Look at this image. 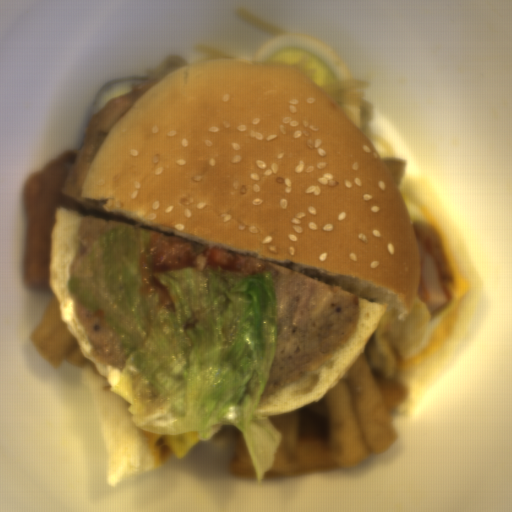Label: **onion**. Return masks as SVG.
<instances>
[{
	"label": "onion",
	"instance_id": "onion-4",
	"mask_svg": "<svg viewBox=\"0 0 512 512\" xmlns=\"http://www.w3.org/2000/svg\"><path fill=\"white\" fill-rule=\"evenodd\" d=\"M194 49L203 53L212 60H235L230 54L213 49L205 45L194 46Z\"/></svg>",
	"mask_w": 512,
	"mask_h": 512
},
{
	"label": "onion",
	"instance_id": "onion-1",
	"mask_svg": "<svg viewBox=\"0 0 512 512\" xmlns=\"http://www.w3.org/2000/svg\"><path fill=\"white\" fill-rule=\"evenodd\" d=\"M371 85L365 79L353 77L323 89L338 105H353L361 113L360 130L368 138L371 133V120L373 116L372 104L366 98V92Z\"/></svg>",
	"mask_w": 512,
	"mask_h": 512
},
{
	"label": "onion",
	"instance_id": "onion-2",
	"mask_svg": "<svg viewBox=\"0 0 512 512\" xmlns=\"http://www.w3.org/2000/svg\"><path fill=\"white\" fill-rule=\"evenodd\" d=\"M238 13H239L241 19H243L244 21H246L249 24L253 25L254 27L272 35V39L275 37H278L280 35L287 34V33L282 32L276 28L269 26L268 24H266L265 22H263L262 20H260L259 18H257L256 16H254L253 14L248 12L247 10H245L244 8L238 9Z\"/></svg>",
	"mask_w": 512,
	"mask_h": 512
},
{
	"label": "onion",
	"instance_id": "onion-3",
	"mask_svg": "<svg viewBox=\"0 0 512 512\" xmlns=\"http://www.w3.org/2000/svg\"><path fill=\"white\" fill-rule=\"evenodd\" d=\"M392 173L397 186L403 180L406 173L405 162L401 158H383Z\"/></svg>",
	"mask_w": 512,
	"mask_h": 512
}]
</instances>
